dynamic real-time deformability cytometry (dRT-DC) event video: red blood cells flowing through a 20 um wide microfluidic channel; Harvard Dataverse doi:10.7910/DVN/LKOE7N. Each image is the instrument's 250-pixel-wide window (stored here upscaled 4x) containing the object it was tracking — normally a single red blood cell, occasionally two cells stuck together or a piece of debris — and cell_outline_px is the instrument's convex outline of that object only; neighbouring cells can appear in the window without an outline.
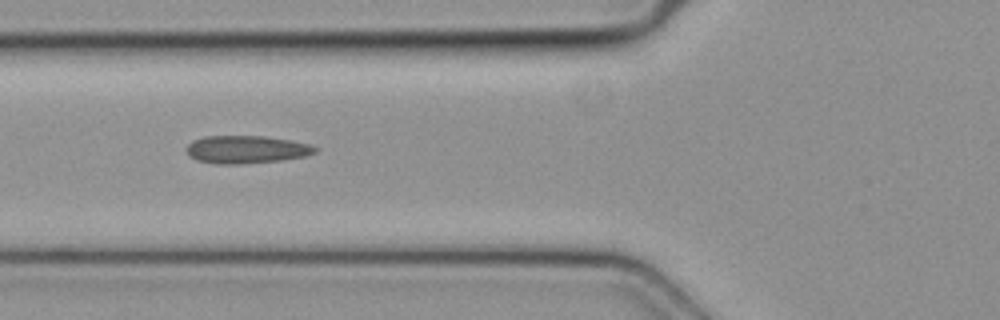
{"species": "common noctule bat (a hibernating species)", "species_latin": "Nyctalus noctula", "temperature_condition": "cold", "stored_images_in_passage": 34, "camera_frame_rate_fps": 3000, "um_per_image_px": 0.085, "animal": {"sex": "female", "body_mass_g": 19.3, "forearm_length_mm": 54.1}, "frame": {"image": 1, "passage_image": 5, "time_ms": 1.333, "image_size_px": [1000, 320], "cell_outline_px": [[320, 148], [316, 152], [304, 156], [280, 160], [240, 164], [216, 164], [196, 160], [188, 156], [184, 148], [192, 140], [204, 136], [264, 136], [292, 140], [312, 144]], "centroid_in_image_um": [20.92, 12.7], "position_along_channel_um": 104.9, "area_um2": 21.15}}
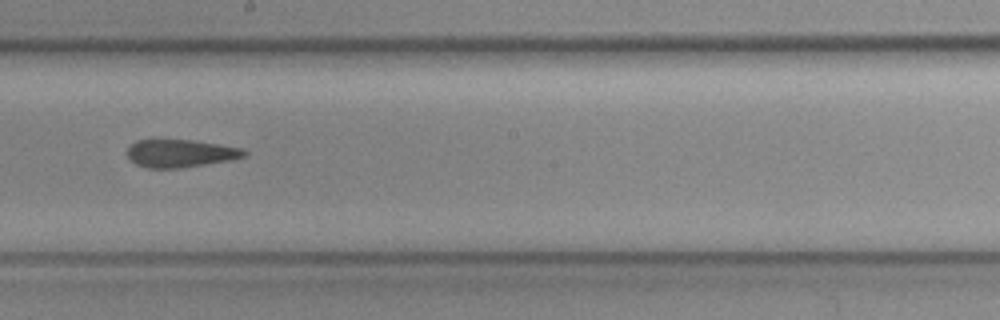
{"frame": {"image": 2, "passage_image": 14, "time_ms": 4.333, "image_size_px": [1000, 320], "cell_outline_px": [[248, 156], [232, 160], [180, 168], [148, 168], [136, 164], [128, 156], [128, 148], [136, 140], [192, 140], [244, 148], [248, 152]], "centroid_in_image_um": [15.41, 13.04], "position_along_channel_um": 232.8, "area_um2": 18.96}}
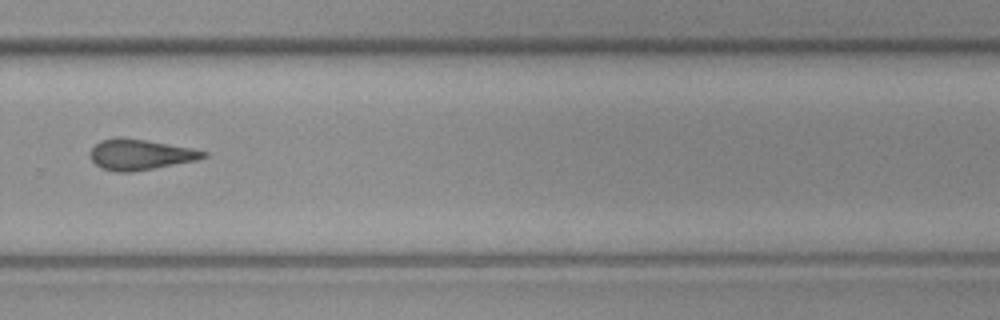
{"frame": {"image": 3, "passage_image": 20, "time_ms": 6.333, "image_size_px": [1000, 320], "cell_outline_px": [[208, 156], [196, 160], [132, 172], [116, 172], [104, 168], [96, 164], [92, 160], [92, 148], [100, 140], [144, 140], [188, 148], [208, 152]], "centroid_in_image_um": [11.96, 13.18], "position_along_channel_um": 317.8, "area_um2": 19.07}}